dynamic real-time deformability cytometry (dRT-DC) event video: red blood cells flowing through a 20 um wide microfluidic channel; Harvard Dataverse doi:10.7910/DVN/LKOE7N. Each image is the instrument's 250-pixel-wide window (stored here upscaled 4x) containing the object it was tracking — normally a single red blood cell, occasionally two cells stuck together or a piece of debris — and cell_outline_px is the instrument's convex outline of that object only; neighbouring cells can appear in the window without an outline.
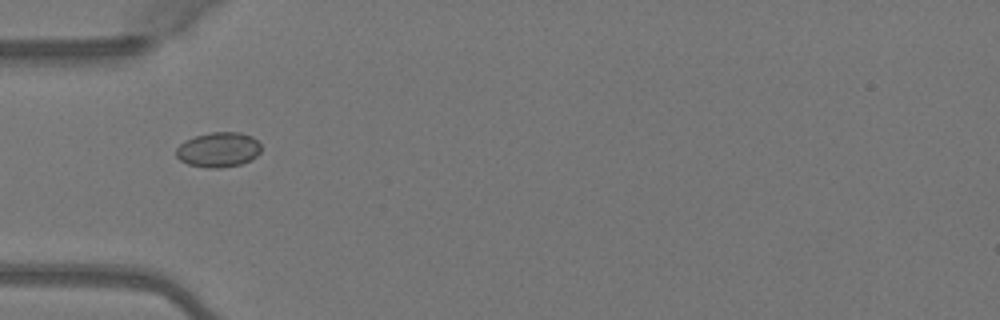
{"species": "Egyptian fruit bat (a non-hibernating species)", "species_latin": "Rousettus aegyptiacus", "temperature_condition": "warm", "stored_images_in_passage": 1, "camera_frame_rate_fps": 3000, "um_per_image_px": 0.085, "animal": {"sex": "female"}, "frame": {"image": 1, "passage_image": 1, "time_ms": 0.0, "image_size_px": [1000, 320], "cell_outline_px": [[260, 152], [256, 156], [240, 164], [220, 168], [208, 168], [188, 164], [180, 160], [176, 156], [176, 148], [184, 140], [196, 136], [212, 132], [240, 132], [252, 136], [260, 144]], "centroid_in_image_um": [18.54, 12.72], "position_along_channel_um": 66.5, "area_um2": 17.22}}